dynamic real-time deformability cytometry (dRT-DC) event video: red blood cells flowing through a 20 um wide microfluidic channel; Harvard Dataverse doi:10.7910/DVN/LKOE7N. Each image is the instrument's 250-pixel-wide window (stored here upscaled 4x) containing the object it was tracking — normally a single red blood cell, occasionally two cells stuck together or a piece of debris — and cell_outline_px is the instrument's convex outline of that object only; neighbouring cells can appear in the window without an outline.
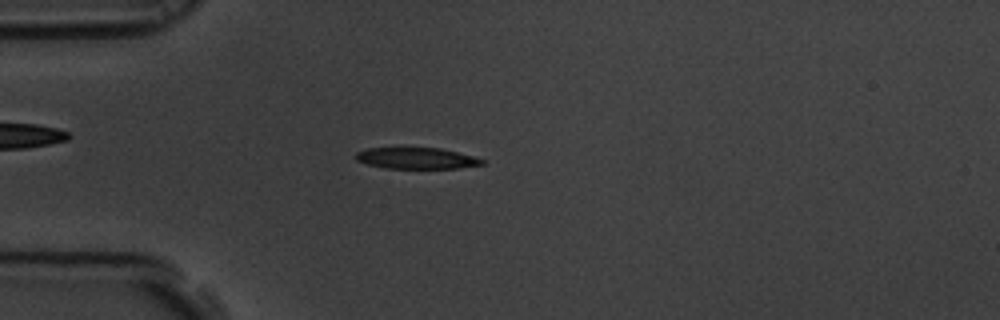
{"species": "common noctule bat (a hibernating species)", "species_latin": "Nyctalus noctula", "temperature_condition": "room temperature", "stored_images_in_passage": 57, "camera_frame_rate_fps": 3000, "um_per_image_px": 0.085, "animal": {"sex": "male", "body_mass_g": 19.5, "forearm_length_mm": 54.6}, "frame": {"image": 1, "passage_image": 15, "time_ms": 4.667, "image_size_px": [1000, 320], "cell_outline_px": [[484, 164], [456, 168], [384, 168], [368, 164], [356, 160], [356, 152], [368, 148], [440, 148], [472, 156], [484, 160]], "centroid_in_image_um": [35.37, 13.45], "position_along_channel_um": 49.6, "area_um2": 15.37}}
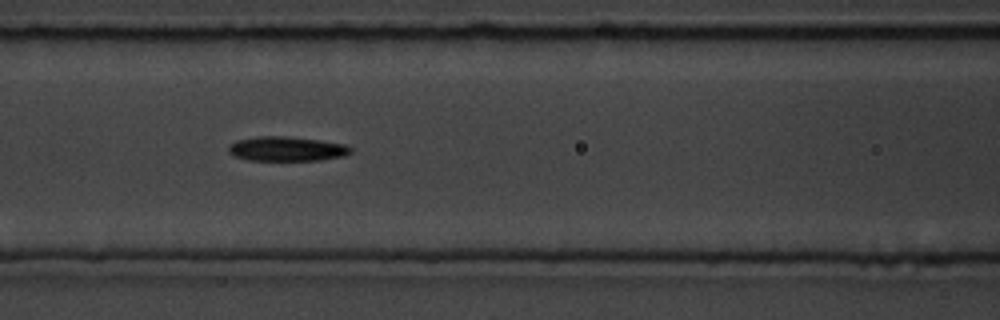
{"frame": {"image": 2, "passage_image": 24, "time_ms": 7.667, "image_size_px": [1000, 320], "cell_outline_px": [[352, 152], [344, 156], [320, 160], [248, 160], [236, 156], [228, 152], [228, 144], [236, 140], [256, 136], [284, 136], [320, 140], [344, 144], [352, 148]], "centroid_in_image_um": [24.35, 12.64], "position_along_channel_um": 142.2, "area_um2": 17.51}}
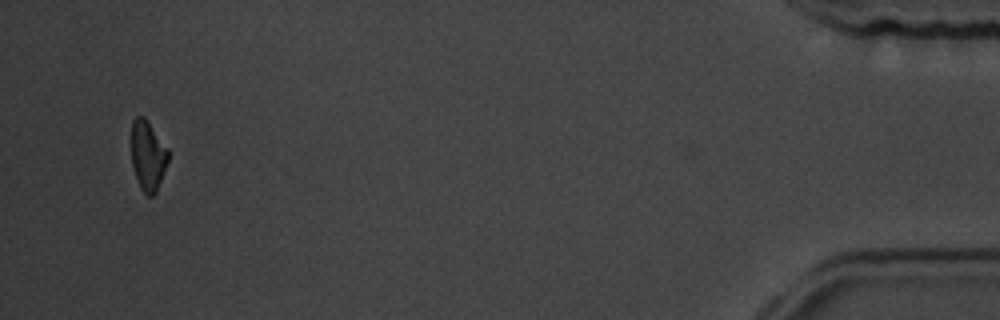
{"frame": {"image": 3, "passage_image": 55, "time_ms": 18.0, "image_size_px": [1000, 320], "cell_outline_px": [[168, 160], [156, 192], [152, 196], [148, 196], [140, 188], [132, 164], [132, 120], [136, 116], [144, 116], [148, 120], [168, 148]], "centroid_in_image_um": [12.57, 13.19], "position_along_channel_um": 422.6, "area_um2": 14.91}, "authors_computed_cell_mechanics": {"area_um2": 16.5308, "velocity_mm_per_s": 3.5071, "shape_relaxation_time_tau1_ms": 2.3144, "shape_relaxation_time_tau2_ms": null, "deformation_change_tau1": 0.1229, "deformation_change_tau2": null}}